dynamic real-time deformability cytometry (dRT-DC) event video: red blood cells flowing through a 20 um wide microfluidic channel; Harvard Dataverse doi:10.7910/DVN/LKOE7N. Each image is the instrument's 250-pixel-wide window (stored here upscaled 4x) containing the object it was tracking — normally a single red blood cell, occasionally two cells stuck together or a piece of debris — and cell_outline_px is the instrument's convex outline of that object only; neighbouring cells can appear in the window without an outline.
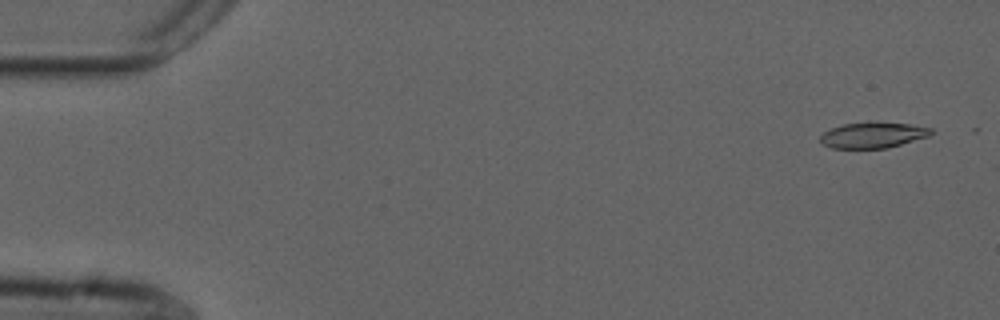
{"species": "common noctule bat (a hibernating species)", "species_latin": "Nyctalus noctula", "temperature_condition": "cold", "stored_images_in_passage": 13, "camera_frame_rate_fps": 3000, "um_per_image_px": 0.085, "animal": {"sex": "male", "forearm_length_mm": 52.5}, "frame": {"image": 1, "passage_image": 3, "time_ms": 0.667, "image_size_px": [1000, 320], "cell_outline_px": [[932, 132], [928, 136], [888, 148], [832, 148], [824, 144], [820, 140], [820, 136], [824, 132], [832, 128], [844, 124], [908, 124], [932, 128]], "centroid_in_image_um": [74.19, 11.52], "position_along_channel_um": 10.8, "area_um2": 15.84}}